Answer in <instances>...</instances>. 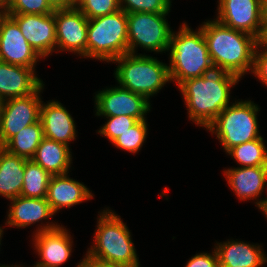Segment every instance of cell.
<instances>
[{"mask_svg":"<svg viewBox=\"0 0 267 267\" xmlns=\"http://www.w3.org/2000/svg\"><path fill=\"white\" fill-rule=\"evenodd\" d=\"M9 0H0V10L5 13L8 9Z\"/></svg>","mask_w":267,"mask_h":267,"instance_id":"f35d334b","label":"cell"},{"mask_svg":"<svg viewBox=\"0 0 267 267\" xmlns=\"http://www.w3.org/2000/svg\"><path fill=\"white\" fill-rule=\"evenodd\" d=\"M146 120H139L133 127L125 131L112 144L127 152L136 153L143 146L148 133Z\"/></svg>","mask_w":267,"mask_h":267,"instance_id":"4316f807","label":"cell"},{"mask_svg":"<svg viewBox=\"0 0 267 267\" xmlns=\"http://www.w3.org/2000/svg\"><path fill=\"white\" fill-rule=\"evenodd\" d=\"M127 28V13L121 9L88 19L86 57L108 63L128 53Z\"/></svg>","mask_w":267,"mask_h":267,"instance_id":"8992f818","label":"cell"},{"mask_svg":"<svg viewBox=\"0 0 267 267\" xmlns=\"http://www.w3.org/2000/svg\"><path fill=\"white\" fill-rule=\"evenodd\" d=\"M185 267H219L216 249L211 253H199L187 261Z\"/></svg>","mask_w":267,"mask_h":267,"instance_id":"d6a6232c","label":"cell"},{"mask_svg":"<svg viewBox=\"0 0 267 267\" xmlns=\"http://www.w3.org/2000/svg\"><path fill=\"white\" fill-rule=\"evenodd\" d=\"M88 19L110 15L120 8V0H86L78 8Z\"/></svg>","mask_w":267,"mask_h":267,"instance_id":"4dcf8cb0","label":"cell"},{"mask_svg":"<svg viewBox=\"0 0 267 267\" xmlns=\"http://www.w3.org/2000/svg\"><path fill=\"white\" fill-rule=\"evenodd\" d=\"M215 20L232 29L263 37L262 0H219Z\"/></svg>","mask_w":267,"mask_h":267,"instance_id":"7c38bea8","label":"cell"},{"mask_svg":"<svg viewBox=\"0 0 267 267\" xmlns=\"http://www.w3.org/2000/svg\"><path fill=\"white\" fill-rule=\"evenodd\" d=\"M262 26H263V35L267 32V0H262Z\"/></svg>","mask_w":267,"mask_h":267,"instance_id":"d590c367","label":"cell"},{"mask_svg":"<svg viewBox=\"0 0 267 267\" xmlns=\"http://www.w3.org/2000/svg\"><path fill=\"white\" fill-rule=\"evenodd\" d=\"M2 103L3 101L0 100V118H1V111H2Z\"/></svg>","mask_w":267,"mask_h":267,"instance_id":"7bdbcfd3","label":"cell"},{"mask_svg":"<svg viewBox=\"0 0 267 267\" xmlns=\"http://www.w3.org/2000/svg\"><path fill=\"white\" fill-rule=\"evenodd\" d=\"M44 138L40 119L13 136L2 148L16 156L32 159Z\"/></svg>","mask_w":267,"mask_h":267,"instance_id":"cb8c5ba5","label":"cell"},{"mask_svg":"<svg viewBox=\"0 0 267 267\" xmlns=\"http://www.w3.org/2000/svg\"><path fill=\"white\" fill-rule=\"evenodd\" d=\"M54 19L56 51H70L86 58L88 18L77 8H62L54 10Z\"/></svg>","mask_w":267,"mask_h":267,"instance_id":"4fadbf2b","label":"cell"},{"mask_svg":"<svg viewBox=\"0 0 267 267\" xmlns=\"http://www.w3.org/2000/svg\"><path fill=\"white\" fill-rule=\"evenodd\" d=\"M175 33L170 36L168 68L170 80L179 86L188 79L201 77L213 62L201 27L193 31L185 22Z\"/></svg>","mask_w":267,"mask_h":267,"instance_id":"3957f363","label":"cell"},{"mask_svg":"<svg viewBox=\"0 0 267 267\" xmlns=\"http://www.w3.org/2000/svg\"><path fill=\"white\" fill-rule=\"evenodd\" d=\"M77 267H124V266L113 264L110 262H105L86 254L85 258L82 259V261L77 265Z\"/></svg>","mask_w":267,"mask_h":267,"instance_id":"836d02e7","label":"cell"},{"mask_svg":"<svg viewBox=\"0 0 267 267\" xmlns=\"http://www.w3.org/2000/svg\"><path fill=\"white\" fill-rule=\"evenodd\" d=\"M2 234H3V228L0 227V245H1V239H2L1 237L3 236Z\"/></svg>","mask_w":267,"mask_h":267,"instance_id":"60d3db41","label":"cell"},{"mask_svg":"<svg viewBox=\"0 0 267 267\" xmlns=\"http://www.w3.org/2000/svg\"><path fill=\"white\" fill-rule=\"evenodd\" d=\"M51 175L32 159L25 163L21 195L26 198H46Z\"/></svg>","mask_w":267,"mask_h":267,"instance_id":"d4e9b609","label":"cell"},{"mask_svg":"<svg viewBox=\"0 0 267 267\" xmlns=\"http://www.w3.org/2000/svg\"><path fill=\"white\" fill-rule=\"evenodd\" d=\"M86 0H70V8H79Z\"/></svg>","mask_w":267,"mask_h":267,"instance_id":"74e56055","label":"cell"},{"mask_svg":"<svg viewBox=\"0 0 267 267\" xmlns=\"http://www.w3.org/2000/svg\"><path fill=\"white\" fill-rule=\"evenodd\" d=\"M43 81L35 69L0 61V100L21 98L34 94Z\"/></svg>","mask_w":267,"mask_h":267,"instance_id":"2e32d148","label":"cell"},{"mask_svg":"<svg viewBox=\"0 0 267 267\" xmlns=\"http://www.w3.org/2000/svg\"><path fill=\"white\" fill-rule=\"evenodd\" d=\"M171 0H120V8L127 14L133 12L169 13Z\"/></svg>","mask_w":267,"mask_h":267,"instance_id":"83f0119b","label":"cell"},{"mask_svg":"<svg viewBox=\"0 0 267 267\" xmlns=\"http://www.w3.org/2000/svg\"><path fill=\"white\" fill-rule=\"evenodd\" d=\"M265 46H267V32L263 35L262 39L260 40Z\"/></svg>","mask_w":267,"mask_h":267,"instance_id":"ab89813d","label":"cell"},{"mask_svg":"<svg viewBox=\"0 0 267 267\" xmlns=\"http://www.w3.org/2000/svg\"><path fill=\"white\" fill-rule=\"evenodd\" d=\"M257 202H255L256 206L259 207L260 211L263 212V214L266 216L267 218V198L263 199V200H256Z\"/></svg>","mask_w":267,"mask_h":267,"instance_id":"8d00e7d4","label":"cell"},{"mask_svg":"<svg viewBox=\"0 0 267 267\" xmlns=\"http://www.w3.org/2000/svg\"><path fill=\"white\" fill-rule=\"evenodd\" d=\"M92 192L83 183L69 178L68 173L52 176L47 189L46 200L53 213L92 199Z\"/></svg>","mask_w":267,"mask_h":267,"instance_id":"ac0fdd59","label":"cell"},{"mask_svg":"<svg viewBox=\"0 0 267 267\" xmlns=\"http://www.w3.org/2000/svg\"><path fill=\"white\" fill-rule=\"evenodd\" d=\"M6 226L25 228L54 215L46 198L15 197L10 200Z\"/></svg>","mask_w":267,"mask_h":267,"instance_id":"44dd1931","label":"cell"},{"mask_svg":"<svg viewBox=\"0 0 267 267\" xmlns=\"http://www.w3.org/2000/svg\"><path fill=\"white\" fill-rule=\"evenodd\" d=\"M101 212L93 238L95 243L88 248L87 254L124 267H140L131 232L126 224L109 208Z\"/></svg>","mask_w":267,"mask_h":267,"instance_id":"277c9868","label":"cell"},{"mask_svg":"<svg viewBox=\"0 0 267 267\" xmlns=\"http://www.w3.org/2000/svg\"><path fill=\"white\" fill-rule=\"evenodd\" d=\"M112 62L118 63L114 72L118 84L144 96L148 101L150 96L157 94L167 82H171L168 65L155 57L126 53Z\"/></svg>","mask_w":267,"mask_h":267,"instance_id":"5b68a950","label":"cell"},{"mask_svg":"<svg viewBox=\"0 0 267 267\" xmlns=\"http://www.w3.org/2000/svg\"><path fill=\"white\" fill-rule=\"evenodd\" d=\"M227 153L240 167L267 166V147L262 137L234 146Z\"/></svg>","mask_w":267,"mask_h":267,"instance_id":"484cf974","label":"cell"},{"mask_svg":"<svg viewBox=\"0 0 267 267\" xmlns=\"http://www.w3.org/2000/svg\"><path fill=\"white\" fill-rule=\"evenodd\" d=\"M54 8L47 0H9L6 14H51Z\"/></svg>","mask_w":267,"mask_h":267,"instance_id":"f1b7e54d","label":"cell"},{"mask_svg":"<svg viewBox=\"0 0 267 267\" xmlns=\"http://www.w3.org/2000/svg\"><path fill=\"white\" fill-rule=\"evenodd\" d=\"M219 267H260L267 262L262 246L230 240L215 245Z\"/></svg>","mask_w":267,"mask_h":267,"instance_id":"d6986e66","label":"cell"},{"mask_svg":"<svg viewBox=\"0 0 267 267\" xmlns=\"http://www.w3.org/2000/svg\"><path fill=\"white\" fill-rule=\"evenodd\" d=\"M96 116H129L146 120L145 115L151 105L144 96L131 92L122 86H115L99 91L95 95Z\"/></svg>","mask_w":267,"mask_h":267,"instance_id":"30bf717a","label":"cell"},{"mask_svg":"<svg viewBox=\"0 0 267 267\" xmlns=\"http://www.w3.org/2000/svg\"><path fill=\"white\" fill-rule=\"evenodd\" d=\"M1 267H21V266H19V265H13V266H8V265H2Z\"/></svg>","mask_w":267,"mask_h":267,"instance_id":"b9f144b4","label":"cell"},{"mask_svg":"<svg viewBox=\"0 0 267 267\" xmlns=\"http://www.w3.org/2000/svg\"><path fill=\"white\" fill-rule=\"evenodd\" d=\"M252 73L262 84L264 83V85L267 86V46L261 41H259L255 51L254 68Z\"/></svg>","mask_w":267,"mask_h":267,"instance_id":"1f68e13d","label":"cell"},{"mask_svg":"<svg viewBox=\"0 0 267 267\" xmlns=\"http://www.w3.org/2000/svg\"><path fill=\"white\" fill-rule=\"evenodd\" d=\"M200 27L213 65L221 66L239 78L248 71L252 73L259 43L256 37L227 27L215 19L203 22Z\"/></svg>","mask_w":267,"mask_h":267,"instance_id":"7a4b0ae2","label":"cell"},{"mask_svg":"<svg viewBox=\"0 0 267 267\" xmlns=\"http://www.w3.org/2000/svg\"><path fill=\"white\" fill-rule=\"evenodd\" d=\"M240 81L225 68L212 65L201 77L188 79L178 87L187 105L189 119L207 128L229 105L230 89Z\"/></svg>","mask_w":267,"mask_h":267,"instance_id":"6da1fadb","label":"cell"},{"mask_svg":"<svg viewBox=\"0 0 267 267\" xmlns=\"http://www.w3.org/2000/svg\"><path fill=\"white\" fill-rule=\"evenodd\" d=\"M19 26L29 45L41 57L56 50V22L51 14H7Z\"/></svg>","mask_w":267,"mask_h":267,"instance_id":"5bb4252c","label":"cell"},{"mask_svg":"<svg viewBox=\"0 0 267 267\" xmlns=\"http://www.w3.org/2000/svg\"><path fill=\"white\" fill-rule=\"evenodd\" d=\"M34 246L40 257L33 267H59L71 256L72 243L68 230L53 222L38 227L33 235Z\"/></svg>","mask_w":267,"mask_h":267,"instance_id":"8fae6325","label":"cell"},{"mask_svg":"<svg viewBox=\"0 0 267 267\" xmlns=\"http://www.w3.org/2000/svg\"><path fill=\"white\" fill-rule=\"evenodd\" d=\"M106 118L107 123L98 130V133L107 137L111 143L138 122L136 118L125 115Z\"/></svg>","mask_w":267,"mask_h":267,"instance_id":"f546056e","label":"cell"},{"mask_svg":"<svg viewBox=\"0 0 267 267\" xmlns=\"http://www.w3.org/2000/svg\"><path fill=\"white\" fill-rule=\"evenodd\" d=\"M28 159L12 155L0 147V195L14 199L21 195L25 163Z\"/></svg>","mask_w":267,"mask_h":267,"instance_id":"603a6c76","label":"cell"},{"mask_svg":"<svg viewBox=\"0 0 267 267\" xmlns=\"http://www.w3.org/2000/svg\"><path fill=\"white\" fill-rule=\"evenodd\" d=\"M258 105L251 100L238 101L224 108L206 128L216 134L226 154L234 146L260 138Z\"/></svg>","mask_w":267,"mask_h":267,"instance_id":"52a82bcc","label":"cell"},{"mask_svg":"<svg viewBox=\"0 0 267 267\" xmlns=\"http://www.w3.org/2000/svg\"><path fill=\"white\" fill-rule=\"evenodd\" d=\"M70 147L46 137L43 138L32 160L51 176L69 173L72 163Z\"/></svg>","mask_w":267,"mask_h":267,"instance_id":"7402d4cb","label":"cell"},{"mask_svg":"<svg viewBox=\"0 0 267 267\" xmlns=\"http://www.w3.org/2000/svg\"><path fill=\"white\" fill-rule=\"evenodd\" d=\"M168 13L133 12L127 14L128 53L137 54L136 47L151 52L169 50L173 32L166 19Z\"/></svg>","mask_w":267,"mask_h":267,"instance_id":"ba28073f","label":"cell"},{"mask_svg":"<svg viewBox=\"0 0 267 267\" xmlns=\"http://www.w3.org/2000/svg\"><path fill=\"white\" fill-rule=\"evenodd\" d=\"M54 9L70 8V0H47Z\"/></svg>","mask_w":267,"mask_h":267,"instance_id":"e575fe53","label":"cell"},{"mask_svg":"<svg viewBox=\"0 0 267 267\" xmlns=\"http://www.w3.org/2000/svg\"><path fill=\"white\" fill-rule=\"evenodd\" d=\"M40 121L44 137L69 146L76 139V125L73 117L59 101L41 103Z\"/></svg>","mask_w":267,"mask_h":267,"instance_id":"e0dca14e","label":"cell"},{"mask_svg":"<svg viewBox=\"0 0 267 267\" xmlns=\"http://www.w3.org/2000/svg\"><path fill=\"white\" fill-rule=\"evenodd\" d=\"M224 175L231 190L244 201L256 200L267 185V166L229 168Z\"/></svg>","mask_w":267,"mask_h":267,"instance_id":"ffe728a7","label":"cell"},{"mask_svg":"<svg viewBox=\"0 0 267 267\" xmlns=\"http://www.w3.org/2000/svg\"><path fill=\"white\" fill-rule=\"evenodd\" d=\"M44 84L32 95L4 100L0 118V147L13 136L40 119L41 95Z\"/></svg>","mask_w":267,"mask_h":267,"instance_id":"9c48e42d","label":"cell"},{"mask_svg":"<svg viewBox=\"0 0 267 267\" xmlns=\"http://www.w3.org/2000/svg\"><path fill=\"white\" fill-rule=\"evenodd\" d=\"M41 57L29 45L18 24L6 13L0 16V61L35 69Z\"/></svg>","mask_w":267,"mask_h":267,"instance_id":"9a60e30c","label":"cell"}]
</instances>
